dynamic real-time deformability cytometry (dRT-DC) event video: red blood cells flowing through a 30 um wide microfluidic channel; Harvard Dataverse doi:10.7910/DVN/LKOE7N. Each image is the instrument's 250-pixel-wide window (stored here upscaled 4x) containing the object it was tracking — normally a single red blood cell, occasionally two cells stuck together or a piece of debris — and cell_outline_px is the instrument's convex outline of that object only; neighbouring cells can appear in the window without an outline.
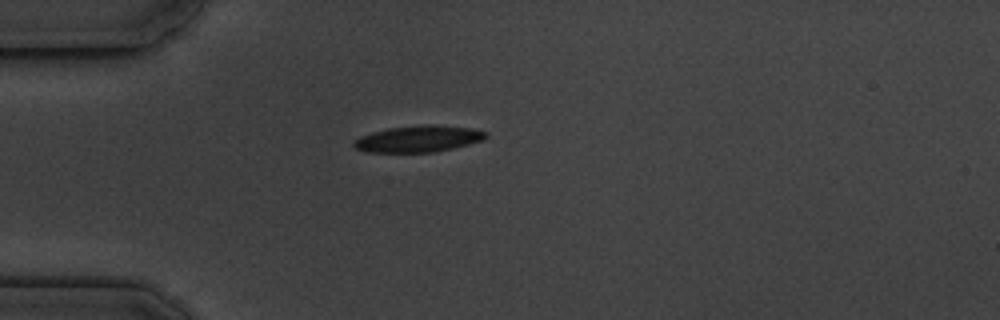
{"species": "common noctule bat (a hibernating species)", "species_latin": "Nyctalus noctula", "temperature_condition": "cold", "stored_images_in_passage": 1, "camera_frame_rate_fps": 3000, "um_per_image_px": 0.085, "animal": {"sex": "male", "body_mass_g": 19.5, "forearm_length_mm": 54.6}, "frame": {"image": 1, "passage_image": 1, "time_ms": 0.0, "image_size_px": [1000, 320], "cell_outline_px": [[488, 136], [484, 140], [436, 152], [368, 152], [356, 148], [352, 144], [360, 136], [372, 132], [388, 128], [428, 124], [432, 124], [472, 128], [488, 132]], "centroid_in_image_um": [35.6, 11.79], "position_along_channel_um": 49.4, "area_um2": 20.35}}